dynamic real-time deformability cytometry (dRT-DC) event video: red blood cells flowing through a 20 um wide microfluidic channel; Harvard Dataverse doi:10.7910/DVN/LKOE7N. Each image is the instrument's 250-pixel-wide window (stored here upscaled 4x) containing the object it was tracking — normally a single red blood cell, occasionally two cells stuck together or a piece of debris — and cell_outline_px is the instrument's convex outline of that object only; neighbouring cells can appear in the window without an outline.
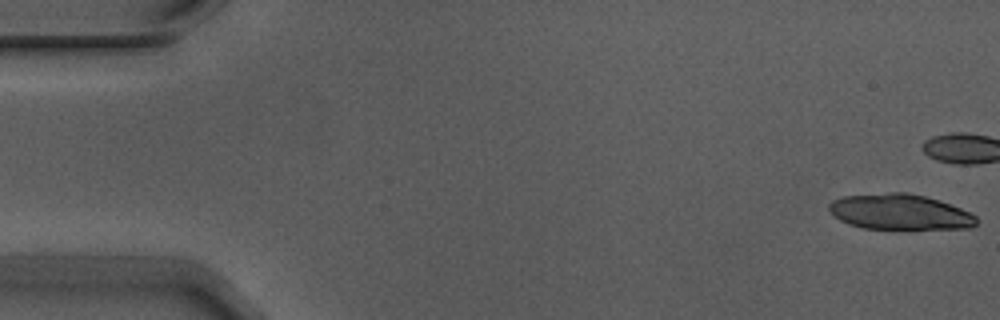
{"species": "Egyptian fruit bat (a non-hibernating species)", "species_latin": "Rousettus aegyptiacus", "temperature_condition": "warm", "stored_images_in_passage": 5, "camera_frame_rate_fps": 3000, "um_per_image_px": 0.085, "animal": {"sex": "male"}, "frame": {"image": 1, "passage_image": 1, "time_ms": 0.0, "image_size_px": [1000, 320], "cell_outline_px": [[976, 224], [972, 228], [864, 228], [848, 224], [840, 220], [828, 208], [828, 204], [832, 200], [844, 196], [888, 192], [904, 192], [924, 196], [940, 200], [960, 208], [976, 216]], "centroid_in_image_um": [76.47, 18.0], "position_along_channel_um": 8.5, "area_um2": 30.17}}